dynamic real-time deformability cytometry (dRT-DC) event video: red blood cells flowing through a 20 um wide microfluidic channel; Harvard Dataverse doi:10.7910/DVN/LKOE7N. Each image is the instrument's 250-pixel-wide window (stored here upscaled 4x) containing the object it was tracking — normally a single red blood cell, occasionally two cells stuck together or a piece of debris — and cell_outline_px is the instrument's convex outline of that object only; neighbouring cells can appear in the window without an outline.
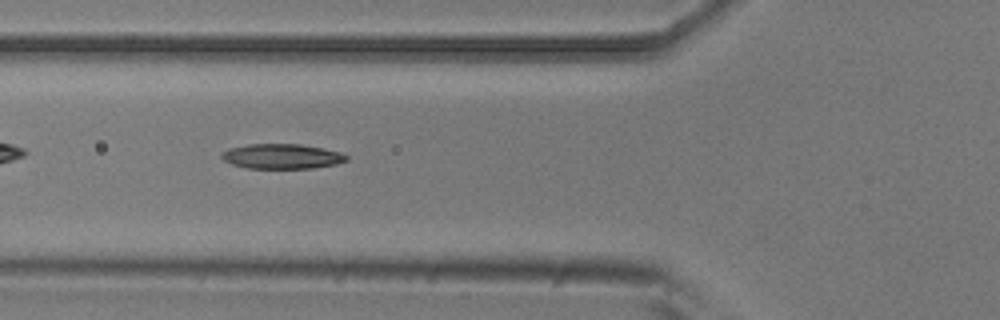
{"species": "common noctule bat (a hibernating species)", "species_latin": "Nyctalus noctula", "temperature_condition": "room temperature", "stored_images_in_passage": 9, "camera_frame_rate_fps": 3000, "um_per_image_px": 0.085, "animal": {"sex": "male", "body_mass_g": 20.5, "forearm_length_mm": 52.5}, "frame": {"image": 1, "passage_image": 6, "time_ms": 1.667, "image_size_px": [1000, 320], "cell_outline_px": [[348, 160], [336, 164], [312, 168], [248, 168], [232, 164], [224, 160], [220, 156], [220, 152], [228, 148], [248, 144], [300, 144], [324, 148], [340, 152], [348, 156]], "centroid_in_image_um": [23.94, 13.28], "position_along_channel_um": 101.9, "area_um2": 18.21}}
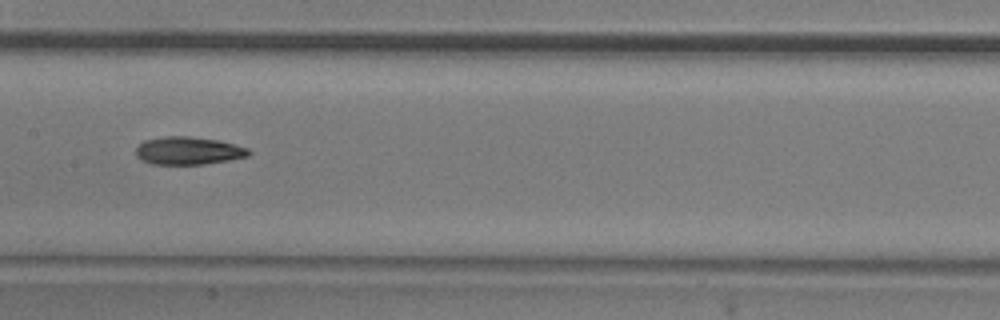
{"frame": {"image": 2, "passage_image": 8, "time_ms": 2.333, "image_size_px": [1000, 320], "cell_outline_px": [[252, 152], [248, 156], [232, 160], [204, 164], [152, 164], [140, 160], [136, 156], [136, 148], [144, 140], [168, 136], [188, 136], [216, 140], [248, 148]], "centroid_in_image_um": [16.0, 12.82], "position_along_channel_um": 191.4, "area_um2": 18.26}}
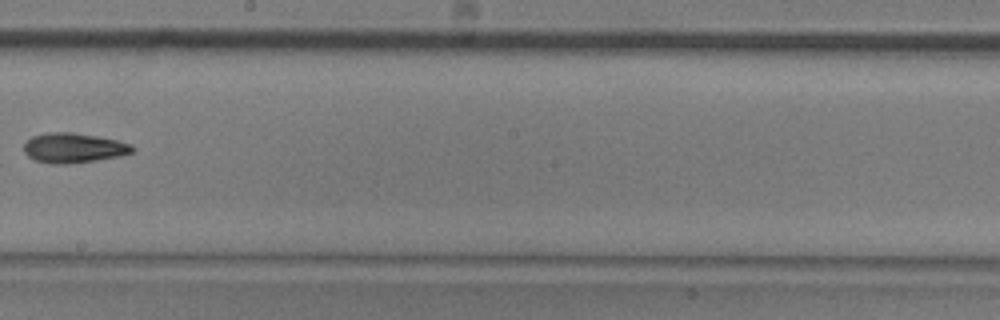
{"frame": {"image": 3, "passage_image": 9, "time_ms": 2.667, "image_size_px": [1000, 320], "cell_outline_px": [[136, 148], [132, 152], [120, 156], [72, 164], [48, 164], [36, 160], [28, 156], [24, 152], [24, 144], [32, 136], [48, 132], [72, 132], [96, 136], [116, 140], [132, 144]], "centroid_in_image_um": [6.26, 12.58], "position_along_channel_um": 241.9, "area_um2": 18.96}}